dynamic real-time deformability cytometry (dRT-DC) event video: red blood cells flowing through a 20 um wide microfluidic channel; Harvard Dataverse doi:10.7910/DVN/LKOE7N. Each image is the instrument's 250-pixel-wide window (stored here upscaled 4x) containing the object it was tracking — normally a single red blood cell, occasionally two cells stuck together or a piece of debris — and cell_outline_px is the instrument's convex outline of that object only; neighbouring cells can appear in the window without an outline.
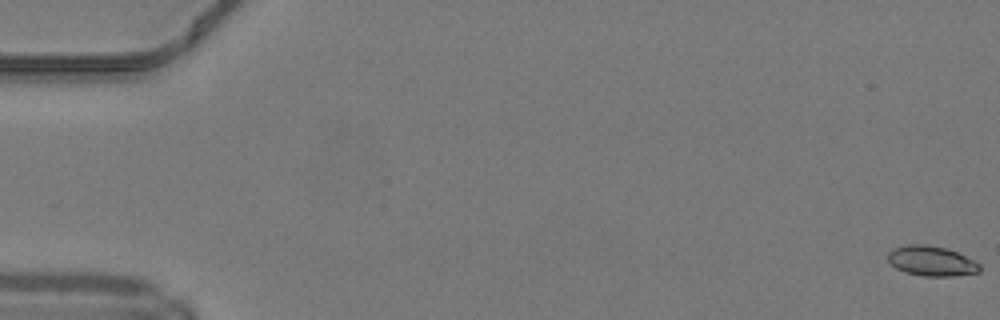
{"species": "common noctule bat (a hibernating species)", "species_latin": "Nyctalus noctula", "temperature_condition": "warm", "stored_images_in_passage": 9, "camera_frame_rate_fps": 3000, "um_per_image_px": 0.085, "animal": {"sex": "male", "body_mass_g": 19.2, "forearm_length_mm": 51.8}, "frame": {"image": 1, "passage_image": 1, "time_ms": 0.0, "image_size_px": [1000, 320], "cell_outline_px": [[980, 272], [952, 276], [924, 276], [904, 272], [896, 268], [888, 260], [888, 252], [892, 248], [908, 244], [924, 244], [948, 248], [980, 264]], "centroid_in_image_um": [79.15, 22.18], "position_along_channel_um": 5.9, "area_um2": 16.01}}